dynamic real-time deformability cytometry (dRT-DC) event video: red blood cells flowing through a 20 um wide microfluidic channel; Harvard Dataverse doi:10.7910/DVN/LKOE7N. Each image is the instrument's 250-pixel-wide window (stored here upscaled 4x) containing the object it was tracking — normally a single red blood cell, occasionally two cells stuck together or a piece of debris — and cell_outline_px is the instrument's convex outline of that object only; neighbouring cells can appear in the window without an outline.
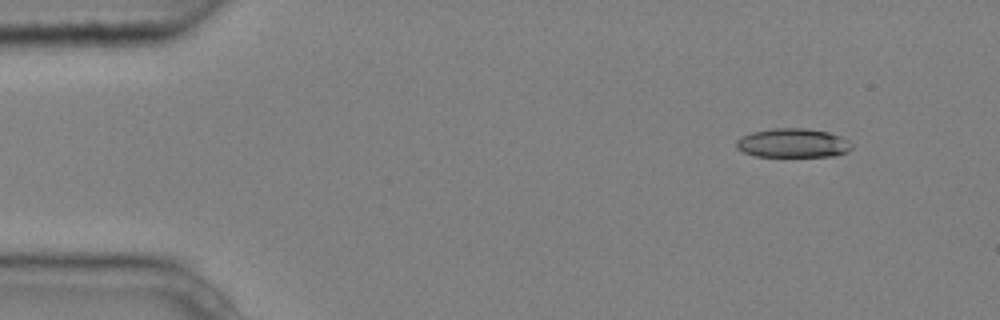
{"species": "common noctule bat (a hibernating species)", "species_latin": "Nyctalus noctula", "temperature_condition": "cold", "stored_images_in_passage": 5, "camera_frame_rate_fps": 3000, "um_per_image_px": 0.085, "animal": {"sex": "male", "body_mass_g": 20.4}, "frame": {"image": 1, "passage_image": 2, "time_ms": 0.333, "image_size_px": [1000, 320], "cell_outline_px": [[852, 148], [848, 152], [836, 156], [756, 156], [744, 152], [736, 148], [736, 140], [752, 132], [772, 128], [804, 128], [828, 132], [840, 136], [848, 140], [852, 144]], "centroid_in_image_um": [67.42, 12.16], "position_along_channel_um": 17.6, "area_um2": 19.54}}